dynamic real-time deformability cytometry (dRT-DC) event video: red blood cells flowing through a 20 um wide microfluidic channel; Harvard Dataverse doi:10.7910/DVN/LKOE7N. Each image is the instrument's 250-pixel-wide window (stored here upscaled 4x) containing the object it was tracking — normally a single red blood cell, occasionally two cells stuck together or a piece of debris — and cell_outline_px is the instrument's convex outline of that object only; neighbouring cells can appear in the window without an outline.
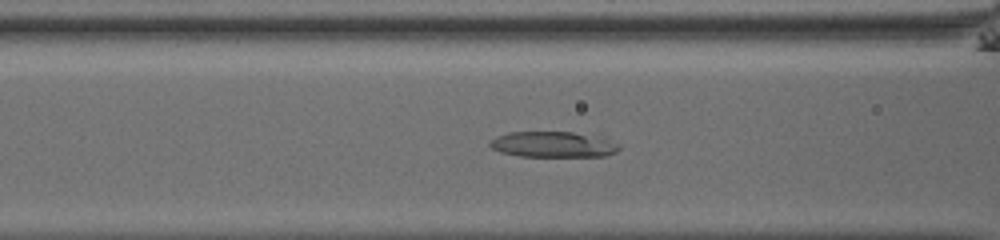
{"species": "common noctule bat (a hibernating species)", "species_latin": "Nyctalus noctula", "temperature_condition": "room temperature", "stored_images_in_passage": 43, "camera_frame_rate_fps": 3000, "um_per_image_px": 0.085, "animal": {"sex": "male", "body_mass_g": 13.0, "forearm_length_mm": 53.1}, "frame": {"image": 1, "passage_image": 15, "time_ms": 4.667, "image_size_px": [1000, 240], "cell_outline_px": [[620, 148], [616, 152], [604, 156], [520, 156], [500, 152], [492, 148], [488, 144], [496, 136], [508, 132], [572, 132], [608, 140], [620, 144]], "centroid_in_image_um": [46.97, 12.28], "position_along_channel_um": 119.6, "area_um2": 19.07}}
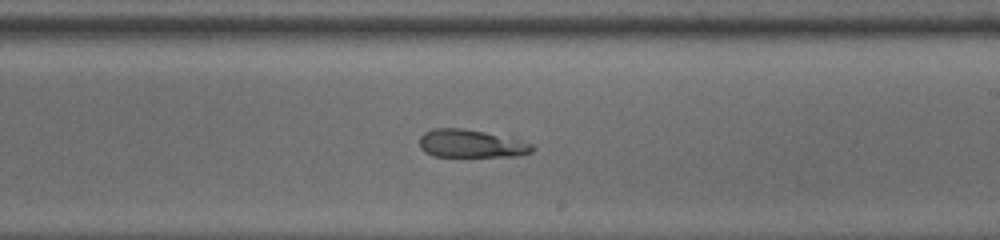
{"frame": {"image": 2, "passage_image": 25, "time_ms": 8.0, "image_size_px": [1000, 240], "cell_outline_px": [[536, 148], [532, 152], [520, 156], [436, 156], [424, 152], [420, 148], [420, 136], [424, 132], [432, 128], [460, 128], [484, 132], [520, 140], [532, 144]], "centroid_in_image_um": [40.04, 12.21], "position_along_channel_um": 249.0, "area_um2": 18.32}}
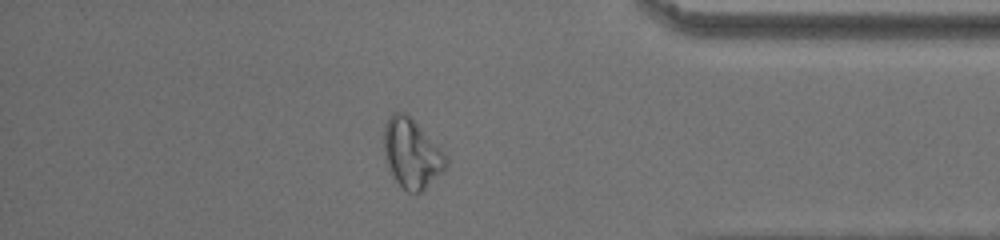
{"frame": {"image": 3, "passage_image": 38, "time_ms": 12.333, "image_size_px": [1000, 240], "cell_outline_px": [[448, 164], [444, 172], [416, 196], [408, 192], [396, 180], [388, 164], [384, 152], [384, 124], [396, 112], [404, 112], [440, 148], [448, 160]], "centroid_in_image_um": [35.02, 13.1], "position_along_channel_um": 400.2, "area_um2": 24.51}}